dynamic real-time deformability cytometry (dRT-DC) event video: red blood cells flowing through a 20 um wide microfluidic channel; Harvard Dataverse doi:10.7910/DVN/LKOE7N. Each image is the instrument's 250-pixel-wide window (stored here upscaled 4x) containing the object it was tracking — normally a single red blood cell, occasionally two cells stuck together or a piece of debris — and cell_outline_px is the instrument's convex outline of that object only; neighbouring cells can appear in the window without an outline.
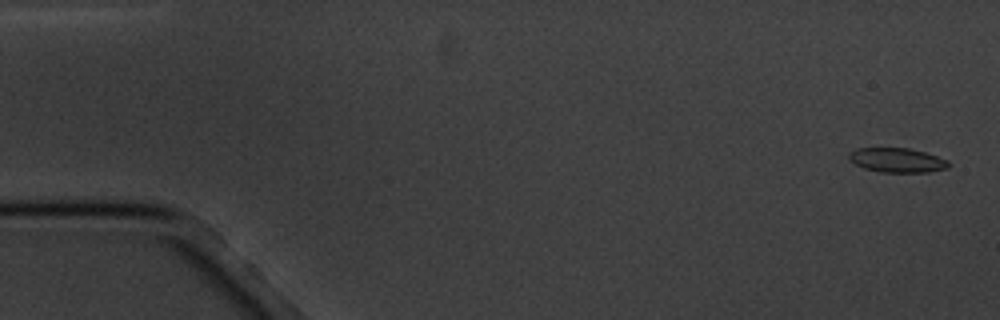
{"species": "common noctule bat (a hibernating species)", "species_latin": "Nyctalus noctula", "temperature_condition": "cold", "stored_images_in_passage": 6, "camera_frame_rate_fps": 3000, "um_per_image_px": 0.085, "animal": {"sex": "male", "body_mass_g": 20.1, "forearm_length_mm": 53.5}, "frame": {"image": 1, "passage_image": 1, "time_ms": 0.0, "image_size_px": [1000, 320], "cell_outline_px": [[948, 168], [928, 172], [880, 172], [864, 168], [848, 160], [848, 156], [856, 148], [908, 148], [924, 152], [948, 160]], "centroid_in_image_um": [76.24, 13.62], "position_along_channel_um": 8.8, "area_um2": 14.05}}
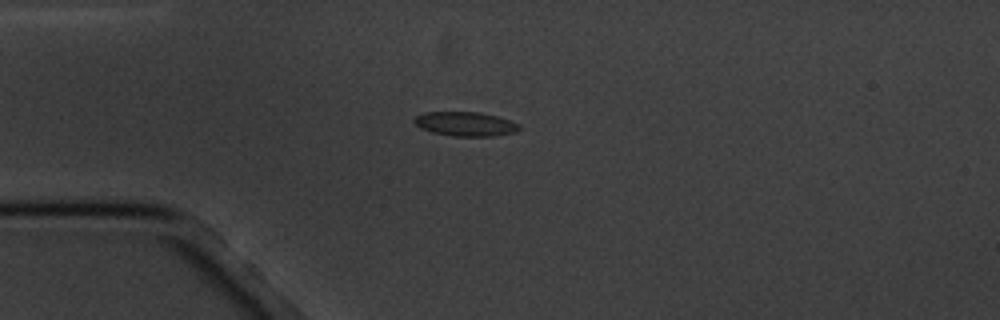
{"frame": {"image": 2, "passage_image": 4, "time_ms": 4.333, "image_size_px": [1000, 320], "cell_outline_px": [[520, 128], [516, 132], [492, 136], [452, 136], [432, 132], [420, 128], [412, 120], [416, 116], [424, 112], [480, 112], [496, 116], [520, 124]], "centroid_in_image_um": [39.54, 10.53], "position_along_channel_um": 45.5, "area_um2": 14.8}}
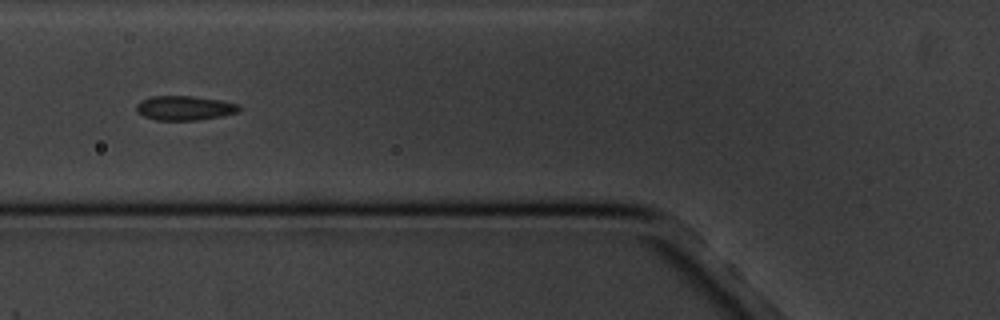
{"frame": {"image": 3, "passage_image": 6, "time_ms": 6.667, "image_size_px": [1000, 320], "cell_outline_px": [[240, 112], [220, 116], [196, 120], [156, 120], [144, 116], [136, 112], [136, 104], [140, 100], [152, 96], [192, 96], [220, 100], [240, 104]], "centroid_in_image_um": [15.68, 9.17], "position_along_channel_um": 110.1, "area_um2": 14.68}}